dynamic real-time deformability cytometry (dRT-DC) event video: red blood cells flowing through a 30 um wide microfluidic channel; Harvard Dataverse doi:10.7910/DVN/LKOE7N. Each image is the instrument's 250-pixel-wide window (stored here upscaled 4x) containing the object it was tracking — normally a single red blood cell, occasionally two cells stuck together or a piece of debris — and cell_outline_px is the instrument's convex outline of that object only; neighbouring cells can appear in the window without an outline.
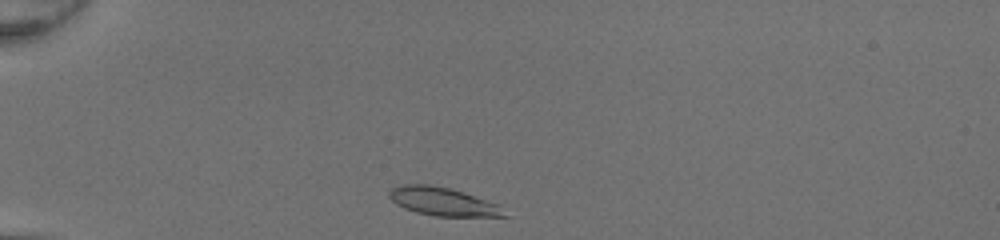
{"species": "common noctule bat (a hibernating species)", "species_latin": "Nyctalus noctula", "temperature_condition": "room temperature", "stored_images_in_passage": 31, "camera_frame_rate_fps": 3000, "um_per_image_px": 0.085, "animal": {"sex": "female", "body_mass_g": 20.0, "forearm_length_mm": 54.0}, "frame": {"image": 1, "passage_image": 1, "time_ms": 0.0, "image_size_px": [1000, 240], "cell_outline_px": [[508, 216], [436, 216], [416, 212], [404, 208], [396, 204], [388, 196], [388, 192], [392, 188], [400, 184], [428, 184], [448, 188], [464, 192], [500, 204]], "centroid_in_image_um": [37.64, 17.13], "position_along_channel_um": 47.4, "area_um2": 19.02}}
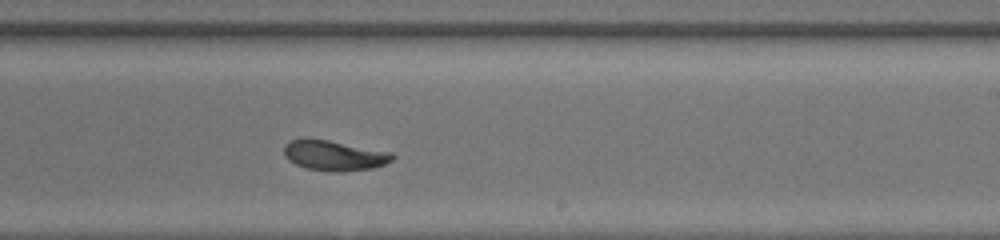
{"frame": {"image": 2, "passage_image": 19, "time_ms": 6.0, "image_size_px": [1000, 240], "cell_outline_px": [[396, 156], [392, 160], [384, 164], [372, 168], [340, 172], [332, 172], [304, 168], [288, 160], [284, 156], [284, 144], [288, 140], [328, 140], [392, 152]], "centroid_in_image_um": [28.41, 13.23], "position_along_channel_um": 260.6, "area_um2": 18.96}}
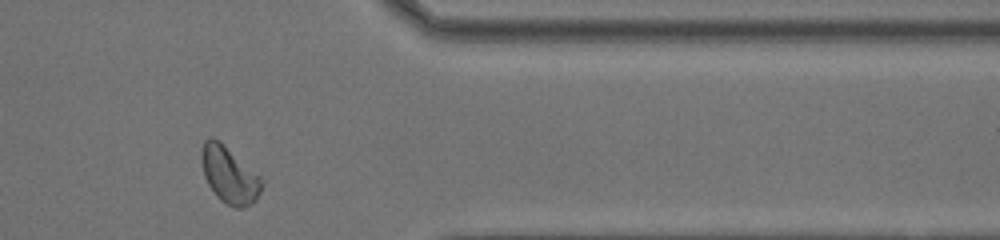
{"frame": {"image": 3, "passage_image": 29, "time_ms": 9.333, "image_size_px": [1000, 240], "cell_outline_px": [[264, 184], [256, 200], [244, 208], [232, 208], [220, 200], [216, 196], [208, 184], [204, 176], [200, 160], [200, 152], [204, 140], [212, 136], [260, 176], [264, 180]], "centroid_in_image_um": [19.47, 14.91], "position_along_channel_um": 391.9, "area_um2": 19.83}, "authors_computed_cell_mechanics": {"area_um2": 18.785, "velocity_mm_per_s": 4.2213, "shape_relaxation_time_tau1_ms": 5.1394, "shape_relaxation_time_tau2_ms": 1.7275, "deformation_change_tau1": 0.1895, "deformation_change_tau2": 0.0603}}